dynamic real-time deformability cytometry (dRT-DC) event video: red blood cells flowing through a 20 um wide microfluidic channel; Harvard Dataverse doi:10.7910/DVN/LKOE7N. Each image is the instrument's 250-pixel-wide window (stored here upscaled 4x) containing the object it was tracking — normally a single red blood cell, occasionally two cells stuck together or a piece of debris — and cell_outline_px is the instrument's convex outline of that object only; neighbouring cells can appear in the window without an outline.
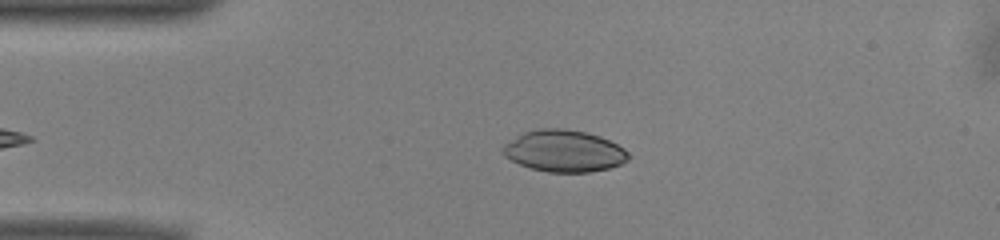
{"species": "common noctule bat (a hibernating species)", "species_latin": "Nyctalus noctula", "temperature_condition": "warm", "stored_images_in_passage": 37, "camera_frame_rate_fps": 3000, "um_per_image_px": 0.085, "animal": {"sex": "male", "body_mass_g": 13.0, "forearm_length_mm": 53.1}, "frame": {"image": 1, "passage_image": 2, "time_ms": 0.333, "image_size_px": [1000, 240], "cell_outline_px": [[632, 156], [628, 160], [620, 164], [608, 168], [588, 172], [548, 172], [532, 168], [520, 164], [504, 156], [500, 152], [500, 148], [504, 144], [524, 132], [540, 128], [564, 128], [584, 132], [600, 136], [624, 148]], "centroid_in_image_um": [47.94, 12.83], "position_along_channel_um": 37.1, "area_um2": 30.52}}
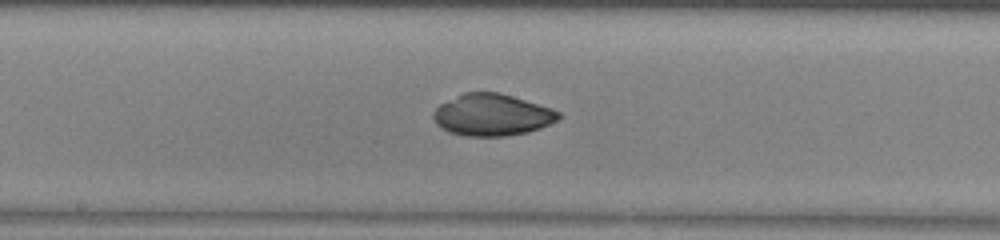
{"frame": {"image": 2, "passage_image": 17, "time_ms": 5.333, "image_size_px": [1000, 240], "cell_outline_px": [[560, 116], [556, 120], [540, 128], [528, 132], [504, 136], [468, 136], [448, 132], [436, 124], [432, 116], [432, 112], [440, 104], [464, 92], [500, 92], [552, 108], [560, 112]], "centroid_in_image_um": [41.8, 9.76], "position_along_channel_um": 206.4, "area_um2": 30.46}}
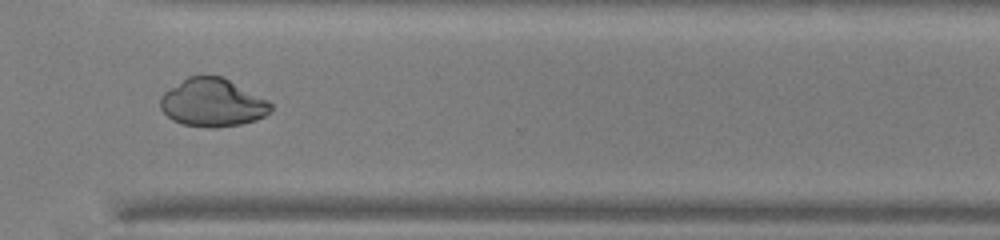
{"frame": {"image": 3, "passage_image": 28, "time_ms": 9.0, "image_size_px": [1000, 240], "cell_outline_px": [[272, 112], [256, 120], [240, 124], [216, 128], [208, 128], [184, 124], [172, 120], [160, 108], [160, 96], [164, 92], [188, 76], [220, 76], [268, 100], [272, 104]], "centroid_in_image_um": [18.06, 8.75], "position_along_channel_um": 352.5, "area_um2": 30.75}}